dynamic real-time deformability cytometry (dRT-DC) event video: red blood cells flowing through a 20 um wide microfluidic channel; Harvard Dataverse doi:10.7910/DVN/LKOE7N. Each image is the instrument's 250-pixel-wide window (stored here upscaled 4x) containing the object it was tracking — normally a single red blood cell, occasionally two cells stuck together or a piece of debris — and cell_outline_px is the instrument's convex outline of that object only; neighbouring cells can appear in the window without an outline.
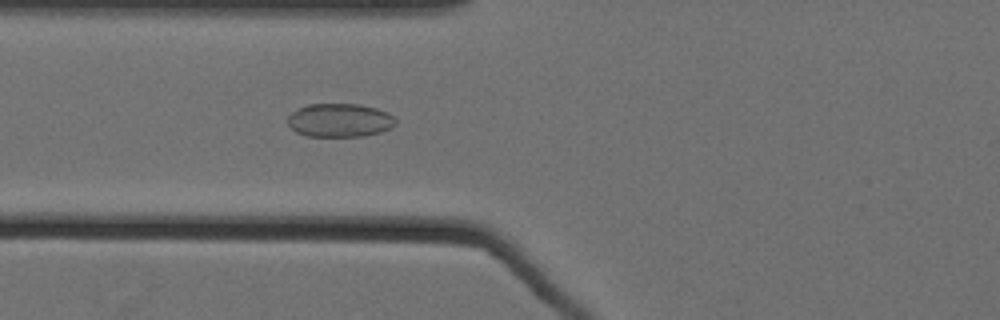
{"species": "Egyptian fruit bat (a non-hibernating species)", "species_latin": "Rousettus aegyptiacus", "temperature_condition": "cold", "stored_images_in_passage": 44, "camera_frame_rate_fps": 3000, "um_per_image_px": 0.085, "animal": {"sex": "female"}, "frame": {"image": 1, "passage_image": 10, "time_ms": 3.0, "image_size_px": [1000, 320], "cell_outline_px": [[396, 124], [392, 128], [380, 132], [364, 136], [308, 136], [296, 132], [288, 124], [288, 116], [292, 112], [308, 104], [360, 104], [376, 108], [388, 112], [396, 120]], "centroid_in_image_um": [28.9, 10.22], "position_along_channel_um": 96.9, "area_um2": 21.1}}
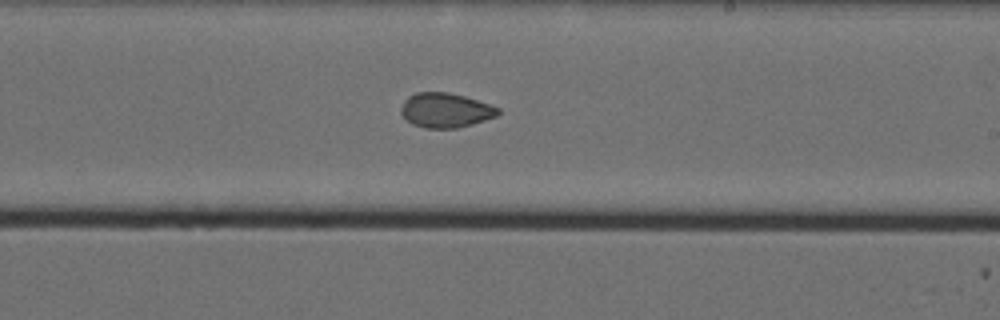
{"frame": {"image": 2, "passage_image": 23, "time_ms": 7.333, "image_size_px": [1000, 320], "cell_outline_px": [[500, 112], [496, 116], [472, 124], [456, 128], [424, 128], [412, 124], [400, 112], [400, 108], [404, 100], [408, 96], [416, 92], [448, 92], [464, 96], [500, 108]], "centroid_in_image_um": [37.84, 9.37], "position_along_channel_um": 251.2, "area_um2": 19.48}}
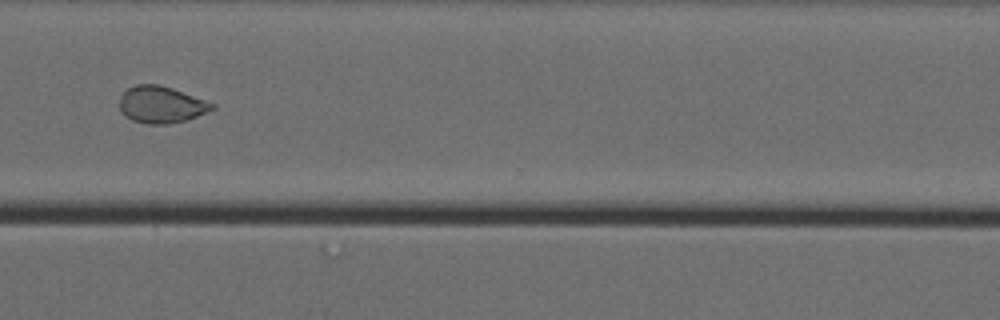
{"frame": {"image": 3, "passage_image": 32, "time_ms": 10.333, "image_size_px": [1000, 320], "cell_outline_px": [[216, 108], [208, 112], [188, 120], [168, 124], [148, 124], [132, 120], [124, 116], [120, 112], [120, 96], [128, 88], [136, 84], [160, 84], [172, 88], [216, 104]], "centroid_in_image_um": [13.71, 8.9], "position_along_channel_um": 356.9, "area_um2": 20.06}, "authors_computed_cell_mechanics": {"area_um2": 19.9988, "velocity_mm_per_s": 3.541, "shape_relaxation_time_tau1_ms": null, "shape_relaxation_time_tau2_ms": 2.7744, "deformation_change_tau1": null, "deformation_change_tau2": 0.0751}}